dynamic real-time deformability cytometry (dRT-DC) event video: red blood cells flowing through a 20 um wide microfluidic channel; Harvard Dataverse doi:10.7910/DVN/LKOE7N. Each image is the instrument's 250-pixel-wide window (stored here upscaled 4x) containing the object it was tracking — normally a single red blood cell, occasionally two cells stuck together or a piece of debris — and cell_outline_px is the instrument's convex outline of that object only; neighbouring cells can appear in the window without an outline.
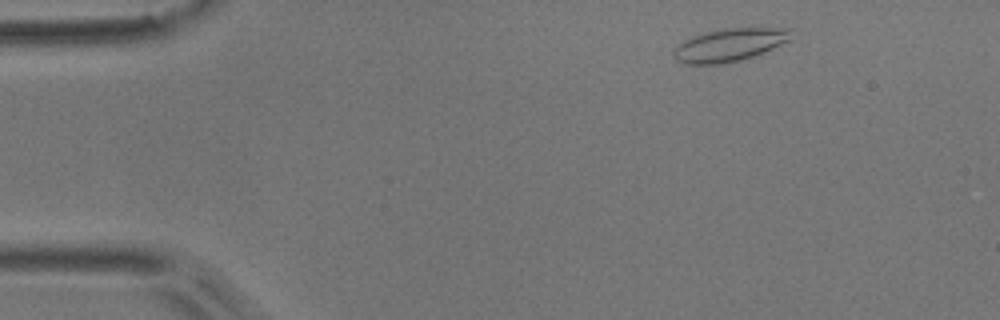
{"species": "common noctule bat (a hibernating species)", "species_latin": "Nyctalus noctula", "temperature_condition": "room temperature", "stored_images_in_passage": 4, "camera_frame_rate_fps": 3000, "um_per_image_px": 0.085, "animal": {"sex": "male", "body_mass_g": 17.9}, "frame": {"image": 1, "passage_image": 1, "time_ms": 0.0, "image_size_px": [1000, 320], "cell_outline_px": [[792, 40], [764, 52], [740, 60], [720, 64], [684, 64], [676, 60], [672, 56], [672, 52], [684, 40], [692, 36], [716, 28], [792, 28]], "centroid_in_image_um": [62.02, 3.8], "position_along_channel_um": 23.0, "area_um2": 22.77}}